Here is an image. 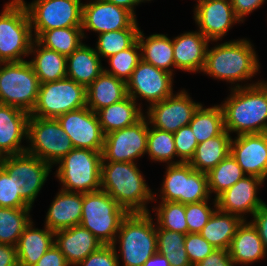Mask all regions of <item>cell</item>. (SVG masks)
Masks as SVG:
<instances>
[{
	"label": "cell",
	"mask_w": 267,
	"mask_h": 266,
	"mask_svg": "<svg viewBox=\"0 0 267 266\" xmlns=\"http://www.w3.org/2000/svg\"><path fill=\"white\" fill-rule=\"evenodd\" d=\"M258 55L251 42L247 39H237L217 44L207 49L203 73L219 80H225L236 85L230 88H240L256 85L262 81L238 84L249 80L260 69Z\"/></svg>",
	"instance_id": "obj_1"
},
{
	"label": "cell",
	"mask_w": 267,
	"mask_h": 266,
	"mask_svg": "<svg viewBox=\"0 0 267 266\" xmlns=\"http://www.w3.org/2000/svg\"><path fill=\"white\" fill-rule=\"evenodd\" d=\"M224 129L230 134H259L267 132V82L232 88L220 104Z\"/></svg>",
	"instance_id": "obj_2"
},
{
	"label": "cell",
	"mask_w": 267,
	"mask_h": 266,
	"mask_svg": "<svg viewBox=\"0 0 267 266\" xmlns=\"http://www.w3.org/2000/svg\"><path fill=\"white\" fill-rule=\"evenodd\" d=\"M133 162H102L101 189L107 192L128 213H149L148 202L156 194ZM147 203V204H146Z\"/></svg>",
	"instance_id": "obj_3"
},
{
	"label": "cell",
	"mask_w": 267,
	"mask_h": 266,
	"mask_svg": "<svg viewBox=\"0 0 267 266\" xmlns=\"http://www.w3.org/2000/svg\"><path fill=\"white\" fill-rule=\"evenodd\" d=\"M113 246L124 266H142L157 252L156 225L151 213H128L121 222Z\"/></svg>",
	"instance_id": "obj_4"
},
{
	"label": "cell",
	"mask_w": 267,
	"mask_h": 266,
	"mask_svg": "<svg viewBox=\"0 0 267 266\" xmlns=\"http://www.w3.org/2000/svg\"><path fill=\"white\" fill-rule=\"evenodd\" d=\"M0 13V63L20 62L34 40L30 19L21 0L7 2Z\"/></svg>",
	"instance_id": "obj_5"
},
{
	"label": "cell",
	"mask_w": 267,
	"mask_h": 266,
	"mask_svg": "<svg viewBox=\"0 0 267 266\" xmlns=\"http://www.w3.org/2000/svg\"><path fill=\"white\" fill-rule=\"evenodd\" d=\"M128 212L102 189L83 193L80 225L103 245H113L122 220Z\"/></svg>",
	"instance_id": "obj_6"
},
{
	"label": "cell",
	"mask_w": 267,
	"mask_h": 266,
	"mask_svg": "<svg viewBox=\"0 0 267 266\" xmlns=\"http://www.w3.org/2000/svg\"><path fill=\"white\" fill-rule=\"evenodd\" d=\"M102 152L73 148L56 164L55 177L62 183L61 190L88 193L101 189Z\"/></svg>",
	"instance_id": "obj_7"
},
{
	"label": "cell",
	"mask_w": 267,
	"mask_h": 266,
	"mask_svg": "<svg viewBox=\"0 0 267 266\" xmlns=\"http://www.w3.org/2000/svg\"><path fill=\"white\" fill-rule=\"evenodd\" d=\"M39 86L29 61L0 63V104L31 114L38 99Z\"/></svg>",
	"instance_id": "obj_8"
},
{
	"label": "cell",
	"mask_w": 267,
	"mask_h": 266,
	"mask_svg": "<svg viewBox=\"0 0 267 266\" xmlns=\"http://www.w3.org/2000/svg\"><path fill=\"white\" fill-rule=\"evenodd\" d=\"M26 152L38 157L52 167L74 147L67 133L56 118L30 116Z\"/></svg>",
	"instance_id": "obj_9"
},
{
	"label": "cell",
	"mask_w": 267,
	"mask_h": 266,
	"mask_svg": "<svg viewBox=\"0 0 267 266\" xmlns=\"http://www.w3.org/2000/svg\"><path fill=\"white\" fill-rule=\"evenodd\" d=\"M166 167L161 195H157L162 201L187 204L211 199L206 173L194 170L189 163L181 162Z\"/></svg>",
	"instance_id": "obj_10"
},
{
	"label": "cell",
	"mask_w": 267,
	"mask_h": 266,
	"mask_svg": "<svg viewBox=\"0 0 267 266\" xmlns=\"http://www.w3.org/2000/svg\"><path fill=\"white\" fill-rule=\"evenodd\" d=\"M85 106H87L86 87L66 77L40 84L38 99L30 116L57 118Z\"/></svg>",
	"instance_id": "obj_11"
},
{
	"label": "cell",
	"mask_w": 267,
	"mask_h": 266,
	"mask_svg": "<svg viewBox=\"0 0 267 266\" xmlns=\"http://www.w3.org/2000/svg\"><path fill=\"white\" fill-rule=\"evenodd\" d=\"M21 1L26 7L34 39L47 30L81 27V0H34L29 4Z\"/></svg>",
	"instance_id": "obj_12"
},
{
	"label": "cell",
	"mask_w": 267,
	"mask_h": 266,
	"mask_svg": "<svg viewBox=\"0 0 267 266\" xmlns=\"http://www.w3.org/2000/svg\"><path fill=\"white\" fill-rule=\"evenodd\" d=\"M149 122L144 115L135 124L104 137L102 162H133L147 153Z\"/></svg>",
	"instance_id": "obj_13"
},
{
	"label": "cell",
	"mask_w": 267,
	"mask_h": 266,
	"mask_svg": "<svg viewBox=\"0 0 267 266\" xmlns=\"http://www.w3.org/2000/svg\"><path fill=\"white\" fill-rule=\"evenodd\" d=\"M1 166L21 186L22 199L32 208L52 166L27 152L5 156Z\"/></svg>",
	"instance_id": "obj_14"
},
{
	"label": "cell",
	"mask_w": 267,
	"mask_h": 266,
	"mask_svg": "<svg viewBox=\"0 0 267 266\" xmlns=\"http://www.w3.org/2000/svg\"><path fill=\"white\" fill-rule=\"evenodd\" d=\"M201 103L194 102L190 95L181 90L177 94L151 104L146 113L149 124L159 130L176 132L188 126Z\"/></svg>",
	"instance_id": "obj_15"
},
{
	"label": "cell",
	"mask_w": 267,
	"mask_h": 266,
	"mask_svg": "<svg viewBox=\"0 0 267 266\" xmlns=\"http://www.w3.org/2000/svg\"><path fill=\"white\" fill-rule=\"evenodd\" d=\"M173 77L171 73L141 60L126 82L127 93L136 102L138 98L147 100L150 106L173 94Z\"/></svg>",
	"instance_id": "obj_16"
},
{
	"label": "cell",
	"mask_w": 267,
	"mask_h": 266,
	"mask_svg": "<svg viewBox=\"0 0 267 266\" xmlns=\"http://www.w3.org/2000/svg\"><path fill=\"white\" fill-rule=\"evenodd\" d=\"M74 148L103 151L104 137L97 113L87 106L69 111L56 118Z\"/></svg>",
	"instance_id": "obj_17"
},
{
	"label": "cell",
	"mask_w": 267,
	"mask_h": 266,
	"mask_svg": "<svg viewBox=\"0 0 267 266\" xmlns=\"http://www.w3.org/2000/svg\"><path fill=\"white\" fill-rule=\"evenodd\" d=\"M136 18L126 9L106 0H90L82 7V24L84 38L85 29L98 34L127 29Z\"/></svg>",
	"instance_id": "obj_18"
},
{
	"label": "cell",
	"mask_w": 267,
	"mask_h": 266,
	"mask_svg": "<svg viewBox=\"0 0 267 266\" xmlns=\"http://www.w3.org/2000/svg\"><path fill=\"white\" fill-rule=\"evenodd\" d=\"M264 180L257 176L246 175L217 198V208L246 220V214L254 213L265 203L257 196ZM246 213V214H245Z\"/></svg>",
	"instance_id": "obj_19"
},
{
	"label": "cell",
	"mask_w": 267,
	"mask_h": 266,
	"mask_svg": "<svg viewBox=\"0 0 267 266\" xmlns=\"http://www.w3.org/2000/svg\"><path fill=\"white\" fill-rule=\"evenodd\" d=\"M230 154L246 175L267 178V132L231 139Z\"/></svg>",
	"instance_id": "obj_20"
},
{
	"label": "cell",
	"mask_w": 267,
	"mask_h": 266,
	"mask_svg": "<svg viewBox=\"0 0 267 266\" xmlns=\"http://www.w3.org/2000/svg\"><path fill=\"white\" fill-rule=\"evenodd\" d=\"M194 20L199 31L211 42L221 40L236 23L231 0L208 1L194 7Z\"/></svg>",
	"instance_id": "obj_21"
},
{
	"label": "cell",
	"mask_w": 267,
	"mask_h": 266,
	"mask_svg": "<svg viewBox=\"0 0 267 266\" xmlns=\"http://www.w3.org/2000/svg\"><path fill=\"white\" fill-rule=\"evenodd\" d=\"M30 114L13 106L0 104V153L12 156L26 152L22 140H27Z\"/></svg>",
	"instance_id": "obj_22"
},
{
	"label": "cell",
	"mask_w": 267,
	"mask_h": 266,
	"mask_svg": "<svg viewBox=\"0 0 267 266\" xmlns=\"http://www.w3.org/2000/svg\"><path fill=\"white\" fill-rule=\"evenodd\" d=\"M172 40L175 69L202 72L210 41L199 30L182 33Z\"/></svg>",
	"instance_id": "obj_23"
},
{
	"label": "cell",
	"mask_w": 267,
	"mask_h": 266,
	"mask_svg": "<svg viewBox=\"0 0 267 266\" xmlns=\"http://www.w3.org/2000/svg\"><path fill=\"white\" fill-rule=\"evenodd\" d=\"M54 243L63 253L70 266H76L103 245L100 240L81 225L56 231Z\"/></svg>",
	"instance_id": "obj_24"
},
{
	"label": "cell",
	"mask_w": 267,
	"mask_h": 266,
	"mask_svg": "<svg viewBox=\"0 0 267 266\" xmlns=\"http://www.w3.org/2000/svg\"><path fill=\"white\" fill-rule=\"evenodd\" d=\"M83 193L60 190L52 201L45 218V226L53 232L80 225Z\"/></svg>",
	"instance_id": "obj_25"
},
{
	"label": "cell",
	"mask_w": 267,
	"mask_h": 266,
	"mask_svg": "<svg viewBox=\"0 0 267 266\" xmlns=\"http://www.w3.org/2000/svg\"><path fill=\"white\" fill-rule=\"evenodd\" d=\"M228 251L235 265L252 264L267 256L257 229L247 220L238 227Z\"/></svg>",
	"instance_id": "obj_26"
},
{
	"label": "cell",
	"mask_w": 267,
	"mask_h": 266,
	"mask_svg": "<svg viewBox=\"0 0 267 266\" xmlns=\"http://www.w3.org/2000/svg\"><path fill=\"white\" fill-rule=\"evenodd\" d=\"M33 221L26 226L17 244L19 266H34L54 244L55 232L44 225V229L33 228Z\"/></svg>",
	"instance_id": "obj_27"
},
{
	"label": "cell",
	"mask_w": 267,
	"mask_h": 266,
	"mask_svg": "<svg viewBox=\"0 0 267 266\" xmlns=\"http://www.w3.org/2000/svg\"><path fill=\"white\" fill-rule=\"evenodd\" d=\"M127 96L126 82L104 71L86 88L87 107L96 113Z\"/></svg>",
	"instance_id": "obj_28"
},
{
	"label": "cell",
	"mask_w": 267,
	"mask_h": 266,
	"mask_svg": "<svg viewBox=\"0 0 267 266\" xmlns=\"http://www.w3.org/2000/svg\"><path fill=\"white\" fill-rule=\"evenodd\" d=\"M95 48L82 44L67 56V78L86 88L104 71Z\"/></svg>",
	"instance_id": "obj_29"
},
{
	"label": "cell",
	"mask_w": 267,
	"mask_h": 266,
	"mask_svg": "<svg viewBox=\"0 0 267 266\" xmlns=\"http://www.w3.org/2000/svg\"><path fill=\"white\" fill-rule=\"evenodd\" d=\"M29 54L35 55L30 60L40 84L53 82L67 77V57L33 40Z\"/></svg>",
	"instance_id": "obj_30"
},
{
	"label": "cell",
	"mask_w": 267,
	"mask_h": 266,
	"mask_svg": "<svg viewBox=\"0 0 267 266\" xmlns=\"http://www.w3.org/2000/svg\"><path fill=\"white\" fill-rule=\"evenodd\" d=\"M137 103L128 95L125 99L100 109L97 116L103 134L126 128L139 121L144 113L140 106L141 103L138 105Z\"/></svg>",
	"instance_id": "obj_31"
},
{
	"label": "cell",
	"mask_w": 267,
	"mask_h": 266,
	"mask_svg": "<svg viewBox=\"0 0 267 266\" xmlns=\"http://www.w3.org/2000/svg\"><path fill=\"white\" fill-rule=\"evenodd\" d=\"M137 40L141 47L142 60L158 69L174 74L173 40L165 34H152L145 37L139 29ZM172 67V69H171Z\"/></svg>",
	"instance_id": "obj_32"
},
{
	"label": "cell",
	"mask_w": 267,
	"mask_h": 266,
	"mask_svg": "<svg viewBox=\"0 0 267 266\" xmlns=\"http://www.w3.org/2000/svg\"><path fill=\"white\" fill-rule=\"evenodd\" d=\"M243 221L241 217L222 212L217 208L200 234L216 249L228 250L232 238Z\"/></svg>",
	"instance_id": "obj_33"
},
{
	"label": "cell",
	"mask_w": 267,
	"mask_h": 266,
	"mask_svg": "<svg viewBox=\"0 0 267 266\" xmlns=\"http://www.w3.org/2000/svg\"><path fill=\"white\" fill-rule=\"evenodd\" d=\"M226 130L197 145L189 164L196 171L207 173L230 154L232 137Z\"/></svg>",
	"instance_id": "obj_34"
},
{
	"label": "cell",
	"mask_w": 267,
	"mask_h": 266,
	"mask_svg": "<svg viewBox=\"0 0 267 266\" xmlns=\"http://www.w3.org/2000/svg\"><path fill=\"white\" fill-rule=\"evenodd\" d=\"M199 143L220 135L224 129L223 111L220 105L204 108L201 104L189 123Z\"/></svg>",
	"instance_id": "obj_35"
},
{
	"label": "cell",
	"mask_w": 267,
	"mask_h": 266,
	"mask_svg": "<svg viewBox=\"0 0 267 266\" xmlns=\"http://www.w3.org/2000/svg\"><path fill=\"white\" fill-rule=\"evenodd\" d=\"M206 175L210 196L212 193L216 194L215 199L246 176L231 154L209 170Z\"/></svg>",
	"instance_id": "obj_36"
},
{
	"label": "cell",
	"mask_w": 267,
	"mask_h": 266,
	"mask_svg": "<svg viewBox=\"0 0 267 266\" xmlns=\"http://www.w3.org/2000/svg\"><path fill=\"white\" fill-rule=\"evenodd\" d=\"M82 39L84 34L81 27H66L44 31L36 40L67 57L83 44Z\"/></svg>",
	"instance_id": "obj_37"
},
{
	"label": "cell",
	"mask_w": 267,
	"mask_h": 266,
	"mask_svg": "<svg viewBox=\"0 0 267 266\" xmlns=\"http://www.w3.org/2000/svg\"><path fill=\"white\" fill-rule=\"evenodd\" d=\"M31 208L0 207V243L17 246L26 226L31 222Z\"/></svg>",
	"instance_id": "obj_38"
},
{
	"label": "cell",
	"mask_w": 267,
	"mask_h": 266,
	"mask_svg": "<svg viewBox=\"0 0 267 266\" xmlns=\"http://www.w3.org/2000/svg\"><path fill=\"white\" fill-rule=\"evenodd\" d=\"M139 29L136 19L127 29L100 33L95 45L96 53L106 59L129 48L137 40Z\"/></svg>",
	"instance_id": "obj_39"
},
{
	"label": "cell",
	"mask_w": 267,
	"mask_h": 266,
	"mask_svg": "<svg viewBox=\"0 0 267 266\" xmlns=\"http://www.w3.org/2000/svg\"><path fill=\"white\" fill-rule=\"evenodd\" d=\"M157 252L166 257L170 266H192L184 247L186 234L161 229L156 225Z\"/></svg>",
	"instance_id": "obj_40"
},
{
	"label": "cell",
	"mask_w": 267,
	"mask_h": 266,
	"mask_svg": "<svg viewBox=\"0 0 267 266\" xmlns=\"http://www.w3.org/2000/svg\"><path fill=\"white\" fill-rule=\"evenodd\" d=\"M151 160L165 162L167 165L178 164L180 160L173 161L177 156L174 145V134L162 131L150 125L147 135V153Z\"/></svg>",
	"instance_id": "obj_41"
},
{
	"label": "cell",
	"mask_w": 267,
	"mask_h": 266,
	"mask_svg": "<svg viewBox=\"0 0 267 266\" xmlns=\"http://www.w3.org/2000/svg\"><path fill=\"white\" fill-rule=\"evenodd\" d=\"M107 60L110 69L105 68L104 72L127 82L136 66L142 60L141 47L138 40H136L129 48L108 57Z\"/></svg>",
	"instance_id": "obj_42"
},
{
	"label": "cell",
	"mask_w": 267,
	"mask_h": 266,
	"mask_svg": "<svg viewBox=\"0 0 267 266\" xmlns=\"http://www.w3.org/2000/svg\"><path fill=\"white\" fill-rule=\"evenodd\" d=\"M156 221L155 223L161 229L169 231H176L183 234L188 233V226L185 217V204L180 202H167L161 201V203L155 208Z\"/></svg>",
	"instance_id": "obj_43"
},
{
	"label": "cell",
	"mask_w": 267,
	"mask_h": 266,
	"mask_svg": "<svg viewBox=\"0 0 267 266\" xmlns=\"http://www.w3.org/2000/svg\"><path fill=\"white\" fill-rule=\"evenodd\" d=\"M0 207L31 208L21 197V186L0 165Z\"/></svg>",
	"instance_id": "obj_44"
},
{
	"label": "cell",
	"mask_w": 267,
	"mask_h": 266,
	"mask_svg": "<svg viewBox=\"0 0 267 266\" xmlns=\"http://www.w3.org/2000/svg\"><path fill=\"white\" fill-rule=\"evenodd\" d=\"M213 200L214 206H212V208H210L208 204L209 200L185 204V217L188 233H200L202 231L209 218L217 209V200L215 198Z\"/></svg>",
	"instance_id": "obj_45"
},
{
	"label": "cell",
	"mask_w": 267,
	"mask_h": 266,
	"mask_svg": "<svg viewBox=\"0 0 267 266\" xmlns=\"http://www.w3.org/2000/svg\"><path fill=\"white\" fill-rule=\"evenodd\" d=\"M174 145L180 163H189L195 154L198 142L190 126H183L174 132Z\"/></svg>",
	"instance_id": "obj_46"
},
{
	"label": "cell",
	"mask_w": 267,
	"mask_h": 266,
	"mask_svg": "<svg viewBox=\"0 0 267 266\" xmlns=\"http://www.w3.org/2000/svg\"><path fill=\"white\" fill-rule=\"evenodd\" d=\"M184 247L187 257L192 266H195L201 260L209 256L214 249L200 233H187L185 237Z\"/></svg>",
	"instance_id": "obj_47"
},
{
	"label": "cell",
	"mask_w": 267,
	"mask_h": 266,
	"mask_svg": "<svg viewBox=\"0 0 267 266\" xmlns=\"http://www.w3.org/2000/svg\"><path fill=\"white\" fill-rule=\"evenodd\" d=\"M119 258L113 245H102L76 266H119Z\"/></svg>",
	"instance_id": "obj_48"
},
{
	"label": "cell",
	"mask_w": 267,
	"mask_h": 266,
	"mask_svg": "<svg viewBox=\"0 0 267 266\" xmlns=\"http://www.w3.org/2000/svg\"><path fill=\"white\" fill-rule=\"evenodd\" d=\"M34 266H70L63 253L54 243Z\"/></svg>",
	"instance_id": "obj_49"
},
{
	"label": "cell",
	"mask_w": 267,
	"mask_h": 266,
	"mask_svg": "<svg viewBox=\"0 0 267 266\" xmlns=\"http://www.w3.org/2000/svg\"><path fill=\"white\" fill-rule=\"evenodd\" d=\"M195 266H235L229 251L225 249H214L205 259L201 260Z\"/></svg>",
	"instance_id": "obj_50"
},
{
	"label": "cell",
	"mask_w": 267,
	"mask_h": 266,
	"mask_svg": "<svg viewBox=\"0 0 267 266\" xmlns=\"http://www.w3.org/2000/svg\"><path fill=\"white\" fill-rule=\"evenodd\" d=\"M266 0H231L236 17L243 23L246 15L263 5Z\"/></svg>",
	"instance_id": "obj_51"
},
{
	"label": "cell",
	"mask_w": 267,
	"mask_h": 266,
	"mask_svg": "<svg viewBox=\"0 0 267 266\" xmlns=\"http://www.w3.org/2000/svg\"><path fill=\"white\" fill-rule=\"evenodd\" d=\"M253 226L257 229L258 234L267 251V204L264 203L253 215V220H250Z\"/></svg>",
	"instance_id": "obj_52"
},
{
	"label": "cell",
	"mask_w": 267,
	"mask_h": 266,
	"mask_svg": "<svg viewBox=\"0 0 267 266\" xmlns=\"http://www.w3.org/2000/svg\"><path fill=\"white\" fill-rule=\"evenodd\" d=\"M0 266H19L16 246L0 243Z\"/></svg>",
	"instance_id": "obj_53"
},
{
	"label": "cell",
	"mask_w": 267,
	"mask_h": 266,
	"mask_svg": "<svg viewBox=\"0 0 267 266\" xmlns=\"http://www.w3.org/2000/svg\"><path fill=\"white\" fill-rule=\"evenodd\" d=\"M109 3H112L116 6L122 7L126 10H128L136 19V14H135V6L139 5L140 3H142V0H106Z\"/></svg>",
	"instance_id": "obj_54"
},
{
	"label": "cell",
	"mask_w": 267,
	"mask_h": 266,
	"mask_svg": "<svg viewBox=\"0 0 267 266\" xmlns=\"http://www.w3.org/2000/svg\"><path fill=\"white\" fill-rule=\"evenodd\" d=\"M142 266H170L165 256L156 252Z\"/></svg>",
	"instance_id": "obj_55"
},
{
	"label": "cell",
	"mask_w": 267,
	"mask_h": 266,
	"mask_svg": "<svg viewBox=\"0 0 267 266\" xmlns=\"http://www.w3.org/2000/svg\"><path fill=\"white\" fill-rule=\"evenodd\" d=\"M208 1H214V0H197L196 7L202 3L208 2Z\"/></svg>",
	"instance_id": "obj_56"
},
{
	"label": "cell",
	"mask_w": 267,
	"mask_h": 266,
	"mask_svg": "<svg viewBox=\"0 0 267 266\" xmlns=\"http://www.w3.org/2000/svg\"><path fill=\"white\" fill-rule=\"evenodd\" d=\"M4 159V156L0 153V165H1V162L3 161Z\"/></svg>",
	"instance_id": "obj_57"
}]
</instances>
